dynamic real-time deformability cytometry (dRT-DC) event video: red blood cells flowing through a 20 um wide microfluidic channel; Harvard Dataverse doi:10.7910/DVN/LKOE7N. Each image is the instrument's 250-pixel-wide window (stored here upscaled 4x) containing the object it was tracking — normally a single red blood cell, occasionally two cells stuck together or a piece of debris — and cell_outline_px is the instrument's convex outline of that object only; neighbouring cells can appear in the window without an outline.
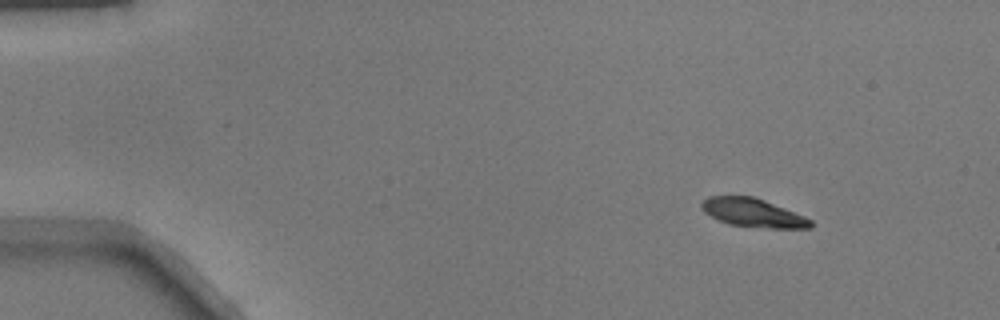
{"species": "common noctule bat (a hibernating species)", "species_latin": "Nyctalus noctula", "temperature_condition": "warm", "stored_images_in_passage": 46, "camera_frame_rate_fps": 3000, "um_per_image_px": 0.085, "animal": {"sex": "male", "body_mass_g": 17.9}, "frame": {"image": 1, "passage_image": 1, "time_ms": 0.0, "image_size_px": [1000, 320], "cell_outline_px": [[812, 228], [768, 228], [728, 224], [704, 212], [700, 208], [700, 204], [708, 196], [752, 196], [764, 200], [804, 216], [812, 220]], "centroid_in_image_um": [63.99, 18.08], "position_along_channel_um": 21.0, "area_um2": 17.92}}
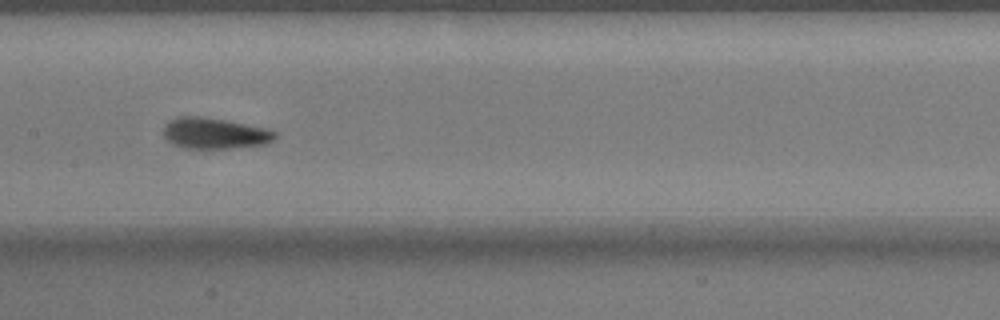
{"frame": {"image": 2, "passage_image": 21, "time_ms": 6.667, "image_size_px": [1000, 320], "cell_outline_px": [[276, 136], [272, 140], [264, 144], [228, 148], [184, 148], [172, 144], [164, 136], [164, 128], [168, 120], [176, 116], [200, 116], [224, 120], [264, 128], [276, 132]], "centroid_in_image_um": [18.18, 11.32], "position_along_channel_um": 189.2, "area_um2": 19.88}}
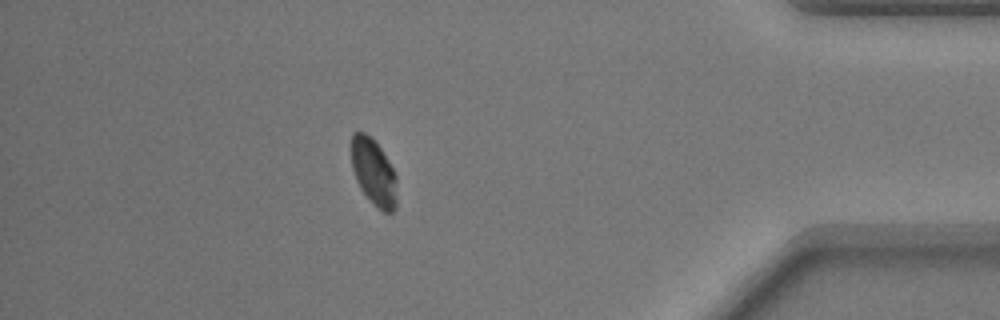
{"frame": {"image": 3, "passage_image": 40, "time_ms": 13.0, "image_size_px": [1000, 320], "cell_outline_px": [[396, 208], [392, 212], [384, 212], [360, 188], [356, 180], [352, 168], [348, 148], [352, 132], [364, 132], [372, 136], [380, 148], [392, 168], [396, 176]], "centroid_in_image_um": [31.7, 14.54], "position_along_channel_um": 403.5, "area_um2": 17.8}}